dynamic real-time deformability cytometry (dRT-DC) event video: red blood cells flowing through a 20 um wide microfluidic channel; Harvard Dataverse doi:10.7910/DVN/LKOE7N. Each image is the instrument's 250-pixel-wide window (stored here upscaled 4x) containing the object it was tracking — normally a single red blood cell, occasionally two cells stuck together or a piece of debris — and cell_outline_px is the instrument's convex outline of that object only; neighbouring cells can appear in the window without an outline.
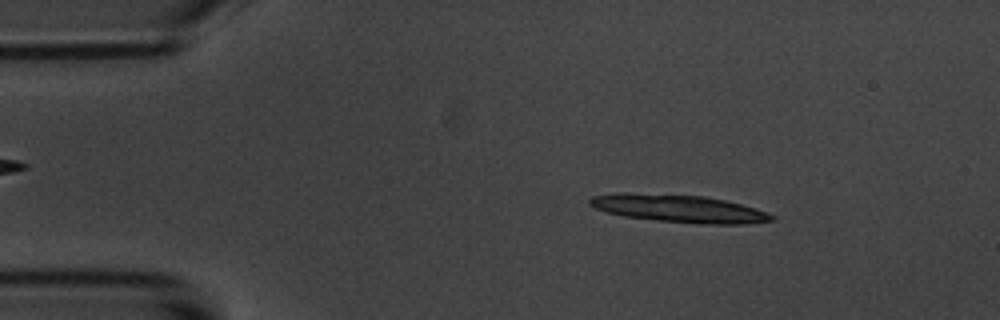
{"species": "common noctule bat (a hibernating species)", "species_latin": "Nyctalus noctula", "temperature_condition": "room temperature", "stored_images_in_passage": 34, "camera_frame_rate_fps": 3000, "um_per_image_px": 0.085, "animal": {"sex": "male", "body_mass_g": 20.1, "forearm_length_mm": 53.5}, "frame": {"image": 1, "passage_image": 7, "time_ms": 2.0, "image_size_px": [1000, 320], "cell_outline_px": [[776, 220], [744, 224], [700, 224], [660, 220], [624, 216], [608, 212], [596, 208], [588, 204], [588, 200], [592, 196], [620, 192], [624, 192], [704, 196], [724, 200], [740, 204], [768, 212], [776, 216]], "centroid_in_image_um": [57.72, 17.72], "position_along_channel_um": 27.3, "area_um2": 29.19}}